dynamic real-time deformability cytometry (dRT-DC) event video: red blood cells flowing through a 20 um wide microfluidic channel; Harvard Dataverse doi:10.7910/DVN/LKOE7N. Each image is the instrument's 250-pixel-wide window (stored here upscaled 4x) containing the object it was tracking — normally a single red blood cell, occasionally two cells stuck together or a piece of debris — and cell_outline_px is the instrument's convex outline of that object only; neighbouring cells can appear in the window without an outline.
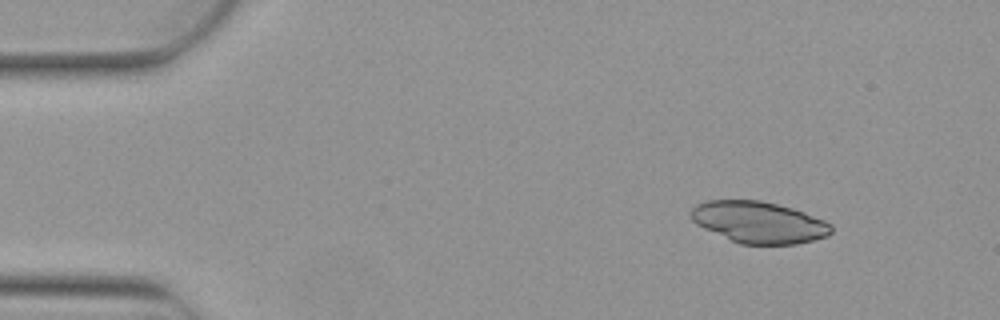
{"species": "Egyptian fruit bat (a non-hibernating species)", "species_latin": "Rousettus aegyptiacus", "temperature_condition": "warm", "stored_images_in_passage": 4, "camera_frame_rate_fps": 3000, "um_per_image_px": 0.085, "animal": {"sex": "female"}, "frame": {"image": 1, "passage_image": 1, "time_ms": 0.0, "image_size_px": [1000, 320], "cell_outline_px": [[832, 232], [828, 236], [796, 244], [740, 244], [704, 228], [696, 224], [692, 220], [688, 212], [696, 204], [708, 200], [760, 200], [792, 208], [804, 212], [824, 220], [832, 224]], "centroid_in_image_um": [64.49, 18.88], "position_along_channel_um": 20.5, "area_um2": 33.99}}